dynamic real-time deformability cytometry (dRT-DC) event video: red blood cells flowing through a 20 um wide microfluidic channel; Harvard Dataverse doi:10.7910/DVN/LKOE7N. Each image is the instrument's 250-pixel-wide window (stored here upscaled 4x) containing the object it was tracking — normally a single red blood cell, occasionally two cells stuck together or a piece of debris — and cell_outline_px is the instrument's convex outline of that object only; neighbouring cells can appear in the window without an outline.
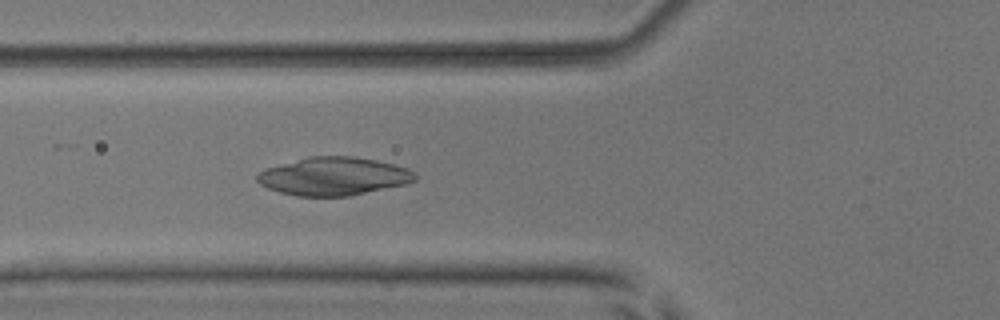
{"species": "common noctule bat (a hibernating species)", "species_latin": "Nyctalus noctula", "temperature_condition": "room temperature", "stored_images_in_passage": 47, "camera_frame_rate_fps": 3000, "um_per_image_px": 0.085, "animal": {"sex": "male", "body_mass_g": 17.9, "forearm_length_mm": 54.2}, "frame": {"image": 1, "passage_image": 17, "time_ms": 5.333, "image_size_px": [1000, 320], "cell_outline_px": [[416, 180], [404, 184], [348, 196], [296, 196], [280, 192], [268, 188], [260, 184], [256, 180], [256, 176], [264, 168], [308, 156], [352, 156], [376, 160], [408, 168], [416, 172]], "centroid_in_image_um": [28.33, 14.97], "position_along_channel_um": 97.5, "area_um2": 35.03}}
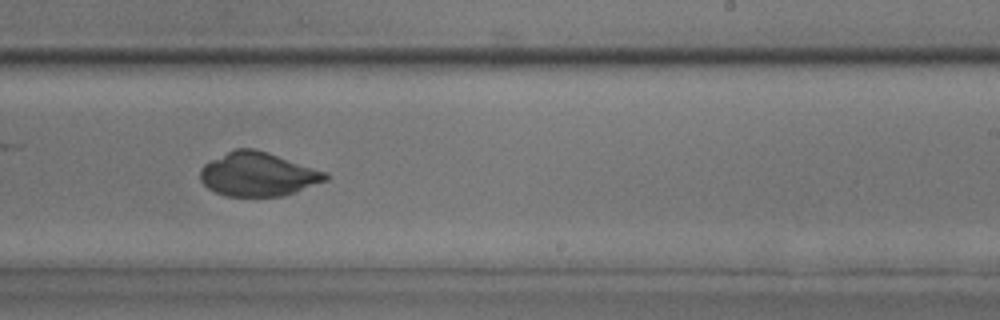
{"frame": {"image": 2, "passage_image": 30, "time_ms": 9.667, "image_size_px": [1000, 320], "cell_outline_px": [[328, 180], [284, 196], [224, 196], [208, 188], [200, 180], [200, 168], [208, 160], [236, 148], [252, 148], [268, 152], [324, 172], [328, 176]], "centroid_in_image_um": [21.87, 14.81], "position_along_channel_um": 267.1, "area_um2": 31.91}}
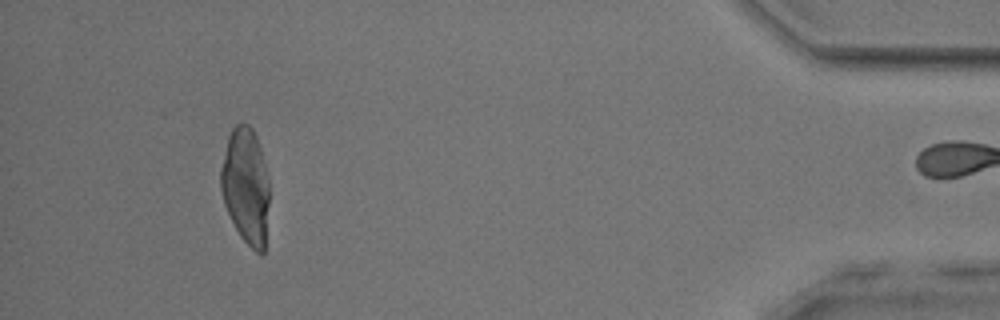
{"frame": {"image": 3, "passage_image": 46, "time_ms": 15.0, "image_size_px": [1000, 320], "cell_outline_px": [[268, 204], [264, 252], [260, 256], [240, 236], [224, 204], [220, 188], [220, 168], [228, 136], [232, 128], [240, 120], [248, 124], [252, 128], [256, 136], [260, 148], [268, 180]], "centroid_in_image_um": [20.87, 15.77], "position_along_channel_um": 414.3, "area_um2": 32.71}}